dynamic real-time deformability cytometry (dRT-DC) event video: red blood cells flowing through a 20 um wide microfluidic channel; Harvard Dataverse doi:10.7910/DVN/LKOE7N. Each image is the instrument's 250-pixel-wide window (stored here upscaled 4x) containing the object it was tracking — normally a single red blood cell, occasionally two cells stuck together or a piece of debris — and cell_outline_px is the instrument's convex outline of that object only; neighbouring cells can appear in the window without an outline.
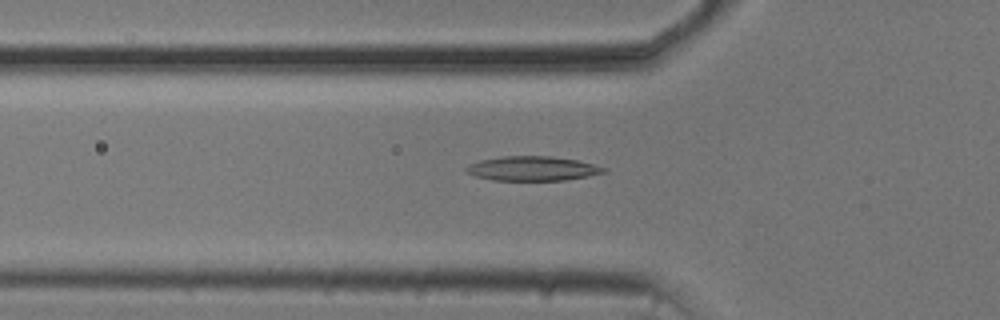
{"species": "common noctule bat (a hibernating species)", "species_latin": "Nyctalus noctula", "temperature_condition": "cold", "stored_images_in_passage": 48, "camera_frame_rate_fps": 3000, "um_per_image_px": 0.085, "animal": {"sex": "male", "body_mass_g": 20.5, "forearm_length_mm": 52.5}, "frame": {"image": 1, "passage_image": 12, "time_ms": 3.667, "image_size_px": [1000, 320], "cell_outline_px": [[608, 168], [604, 172], [588, 176], [564, 180], [492, 180], [476, 176], [464, 172], [464, 168], [480, 160], [504, 156], [548, 156], [576, 160]], "centroid_in_image_um": [45.23, 14.33], "position_along_channel_um": 80.6, "area_um2": 19.36}}
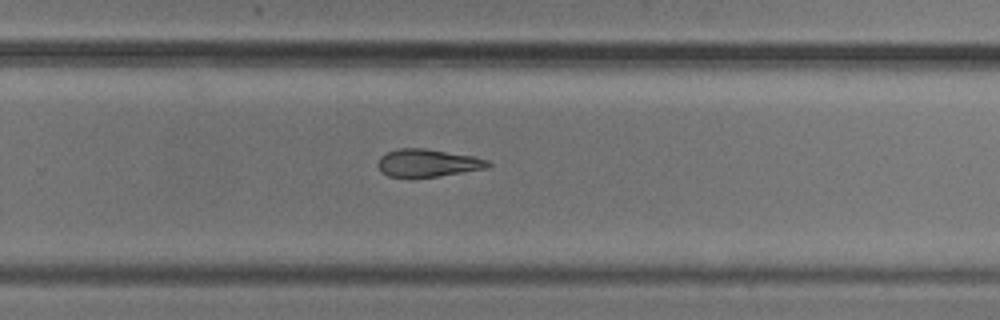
{"frame": {"image": 2, "passage_image": 29, "time_ms": 9.333, "image_size_px": [1000, 320], "cell_outline_px": [[492, 164], [484, 168], [436, 176], [408, 180], [388, 176], [380, 172], [376, 164], [380, 156], [388, 152], [400, 148], [424, 148], [472, 156], [488, 160]], "centroid_in_image_um": [36.24, 13.88], "position_along_channel_um": 293.6, "area_um2": 18.03}}
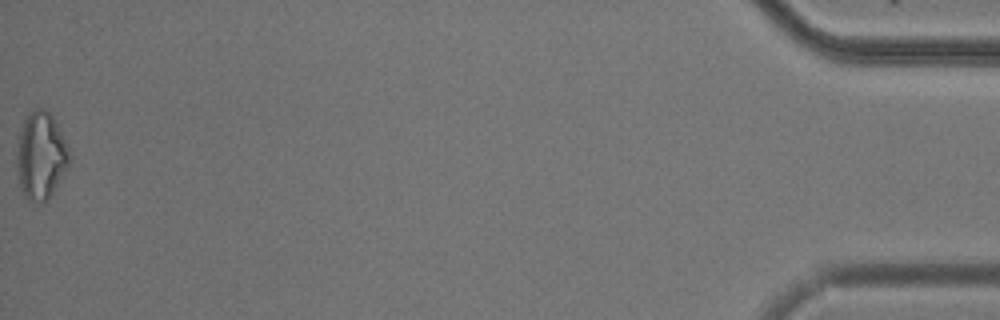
{"frame": {"image": 3, "passage_image": 48, "time_ms": 15.667, "image_size_px": [1000, 320], "cell_outline_px": [[72, 160], [68, 168], [48, 200], [44, 204], [40, 204], [28, 200], [24, 196], [20, 188], [16, 168], [16, 136], [24, 120], [36, 108], [44, 108], [56, 120], [72, 156]], "centroid_in_image_um": [3.47, 13.27], "position_along_channel_um": 431.7, "area_um2": 27.63}, "authors_computed_cell_mechanics": {"area_um2": 19.0451, "velocity_mm_per_s": 3.752, "shape_relaxation_time_tau1_ms": 4.1073, "shape_relaxation_time_tau2_ms": 2.8325, "deformation_change_tau1": 0.1224, "deformation_change_tau2": 0.1082}}